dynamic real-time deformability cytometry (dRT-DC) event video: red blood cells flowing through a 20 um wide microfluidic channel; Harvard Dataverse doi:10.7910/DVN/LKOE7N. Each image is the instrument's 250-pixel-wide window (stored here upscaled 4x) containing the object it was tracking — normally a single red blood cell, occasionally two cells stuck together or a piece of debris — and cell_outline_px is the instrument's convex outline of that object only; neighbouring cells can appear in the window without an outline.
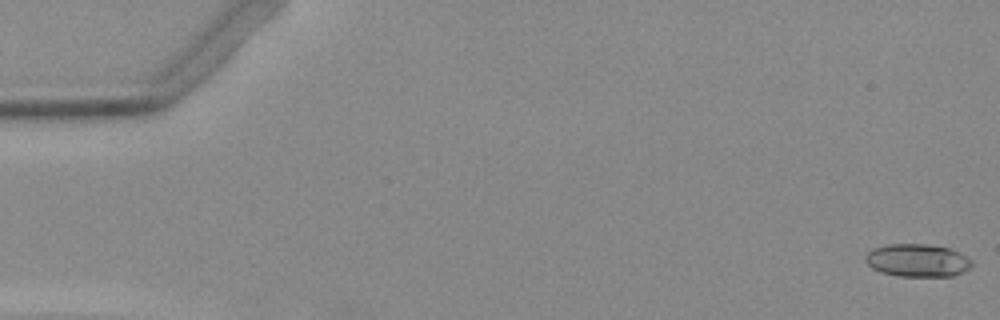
{"species": "Egyptian fruit bat (a non-hibernating species)", "species_latin": "Rousettus aegyptiacus", "temperature_condition": "warm", "stored_images_in_passage": 53, "camera_frame_rate_fps": 3000, "um_per_image_px": 0.085, "animal": {"sex": "female"}, "frame": {"image": 1, "passage_image": 1, "time_ms": 0.0, "image_size_px": [1000, 320], "cell_outline_px": [[972, 264], [964, 272], [952, 276], [896, 276], [880, 272], [872, 268], [864, 260], [864, 256], [872, 248], [888, 244], [924, 244], [948, 248], [960, 252], [972, 260]], "centroid_in_image_um": [77.96, 22.13], "position_along_channel_um": 7.0, "area_um2": 20.46}}
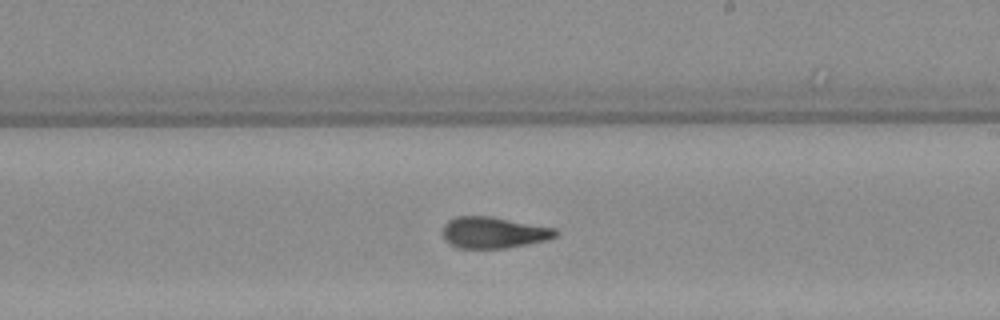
{"frame": {"image": 2, "passage_image": 31, "time_ms": 10.0, "image_size_px": [1000, 320], "cell_outline_px": [[560, 232], [556, 236], [544, 240], [504, 248], [460, 248], [448, 244], [444, 240], [440, 232], [444, 224], [448, 220], [456, 216], [492, 216], [556, 228]], "centroid_in_image_um": [41.89, 19.75], "position_along_channel_um": 247.1, "area_um2": 20.81}}
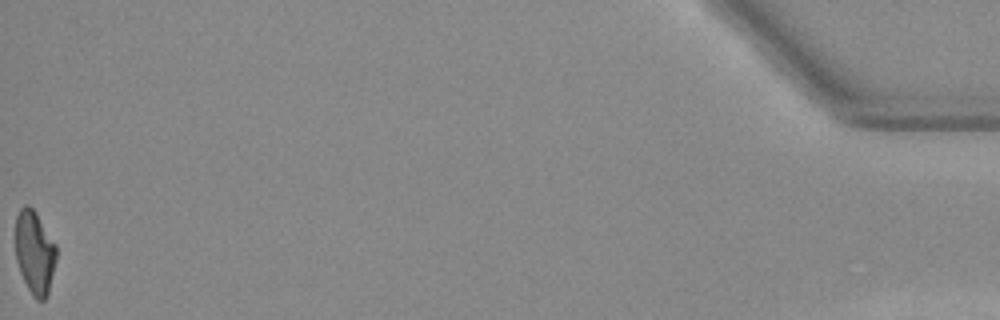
{"frame": {"image": 3, "passage_image": 53, "time_ms": 17.333, "image_size_px": [1000, 320], "cell_outline_px": [[56, 260], [48, 292], [44, 300], [36, 300], [32, 296], [20, 272], [16, 260], [16, 216], [20, 208], [24, 204], [28, 204], [36, 212], [56, 244]], "centroid_in_image_um": [2.94, 21.43], "position_along_channel_um": 432.3, "area_um2": 19.83}}